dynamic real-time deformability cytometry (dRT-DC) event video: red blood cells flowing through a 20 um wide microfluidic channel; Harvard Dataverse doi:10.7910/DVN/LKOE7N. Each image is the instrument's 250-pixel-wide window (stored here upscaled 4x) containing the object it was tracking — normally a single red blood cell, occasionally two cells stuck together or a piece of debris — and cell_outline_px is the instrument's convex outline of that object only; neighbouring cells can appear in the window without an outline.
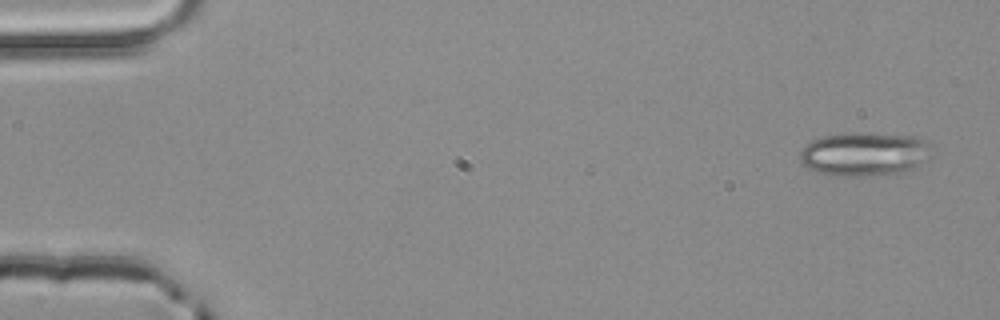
{"species": "common noctule bat (a hibernating species)", "species_latin": "Nyctalus noctula", "temperature_condition": "room temperature", "stored_images_in_passage": 4, "camera_frame_rate_fps": 3000, "um_per_image_px": 0.085, "animal": {"sex": "male", "body_mass_g": 20.4}, "frame": {"image": 1, "passage_image": 1, "time_ms": 0.0, "image_size_px": [1000, 320], "cell_outline_px": [[928, 160], [904, 172], [868, 176], [836, 176], [820, 172], [808, 168], [800, 160], [800, 148], [812, 140], [824, 136], [852, 132], [856, 132], [916, 136], [924, 140], [928, 144]], "centroid_in_image_um": [73.44, 13.09], "position_along_channel_um": 11.6, "area_um2": 33.52}}